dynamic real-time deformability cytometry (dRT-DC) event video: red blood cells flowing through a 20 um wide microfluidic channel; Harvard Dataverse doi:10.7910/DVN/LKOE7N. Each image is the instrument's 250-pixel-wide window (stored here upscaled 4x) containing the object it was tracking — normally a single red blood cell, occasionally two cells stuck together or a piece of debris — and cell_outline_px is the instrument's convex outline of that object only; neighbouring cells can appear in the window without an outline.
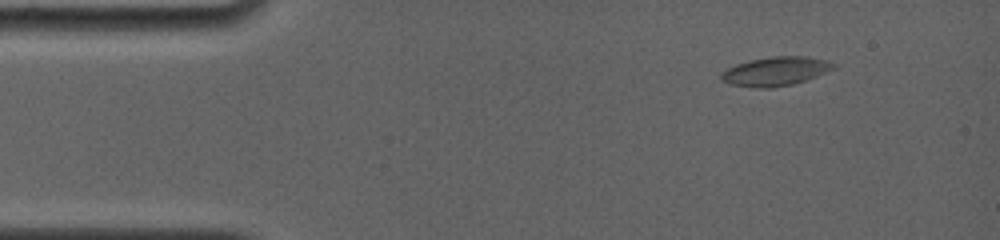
{"species": "common noctule bat (a hibernating species)", "species_latin": "Nyctalus noctula", "temperature_condition": "room temperature", "stored_images_in_passage": 43, "camera_frame_rate_fps": 4000, "um_per_image_px": 0.085, "animal": {"sex": "female", "body_mass_g": 19.0, "forearm_length_mm": 56.7}, "frame": {"image": 1, "passage_image": 4, "time_ms": 1.25, "image_size_px": [1000, 240], "cell_outline_px": [[836, 68], [808, 80], [792, 84], [772, 88], [756, 88], [728, 84], [720, 80], [720, 72], [736, 64], [748, 60], [772, 56], [804, 56], [828, 60], [836, 64]], "centroid_in_image_um": [65.91, 6.06], "position_along_channel_um": 19.1, "area_um2": 19.31}}
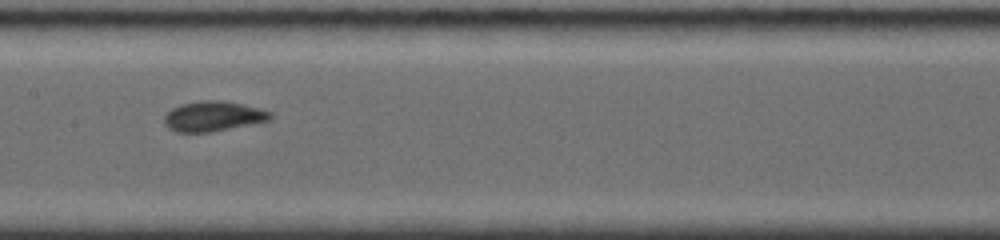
{"frame": {"image": 2, "passage_image": 21, "time_ms": 7.75, "image_size_px": [1000, 240], "cell_outline_px": [[272, 116], [268, 120], [212, 132], [176, 132], [168, 128], [164, 124], [164, 116], [172, 108], [180, 104], [200, 100], [220, 100], [240, 104], [272, 112]], "centroid_in_image_um": [18.05, 9.88], "position_along_channel_um": 189.3, "area_um2": 18.38}}
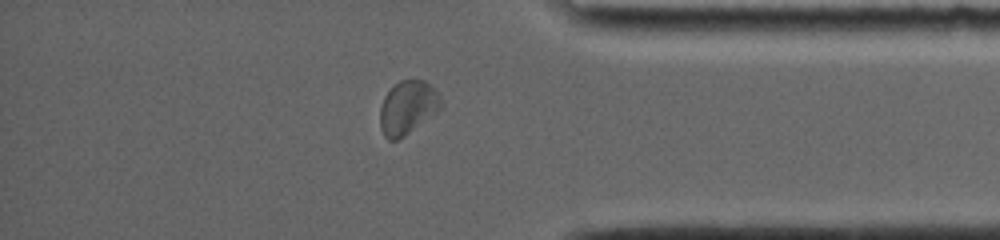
{"frame": {"image": 3, "passage_image": 37, "time_ms": 13.5, "image_size_px": [1000, 240], "cell_outline_px": [[444, 104], [432, 116], [404, 136], [396, 140], [388, 140], [384, 136], [380, 128], [380, 108], [384, 96], [400, 80], [424, 80], [436, 92]], "centroid_in_image_um": [34.63, 9.16], "position_along_channel_um": 400.6, "area_um2": 18.79}, "authors_computed_cell_mechanics": {"area_um2": 18.3804, "velocity_mm_per_s": 3.7648, "shape_relaxation_time_tau1_ms": 4.1215, "shape_relaxation_time_tau2_ms": 1.5335, "deformation_change_tau1": 0.133, "deformation_change_tau2": 0.0545}}